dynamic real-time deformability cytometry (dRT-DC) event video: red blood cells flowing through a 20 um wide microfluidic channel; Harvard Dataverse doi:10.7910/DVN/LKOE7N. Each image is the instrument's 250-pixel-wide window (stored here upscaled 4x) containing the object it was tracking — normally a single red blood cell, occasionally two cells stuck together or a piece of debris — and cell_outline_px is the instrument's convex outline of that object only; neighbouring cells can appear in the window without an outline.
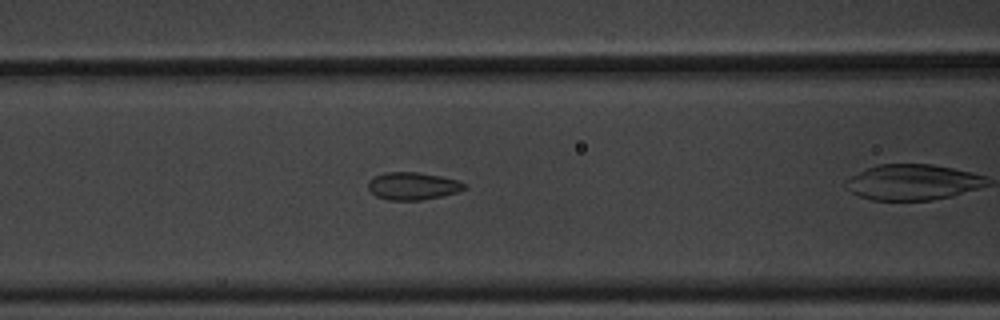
{"species": "common noctule bat (a hibernating species)", "species_latin": "Nyctalus noctula", "temperature_condition": "warm", "stored_images_in_passage": 31, "camera_frame_rate_fps": 3000, "um_per_image_px": 0.085, "animal": {"sex": "male", "body_mass_g": 20.1, "forearm_length_mm": 53.5}, "frame": {"image": 1, "passage_image": 7, "time_ms": 2.0, "image_size_px": [1000, 320], "cell_outline_px": [[468, 188], [456, 192], [440, 196], [420, 200], [388, 200], [376, 196], [368, 188], [368, 180], [384, 172], [420, 172], [440, 176], [456, 180], [464, 184]], "centroid_in_image_um": [35.06, 15.8], "position_along_channel_um": 131.5, "area_um2": 15.32}}
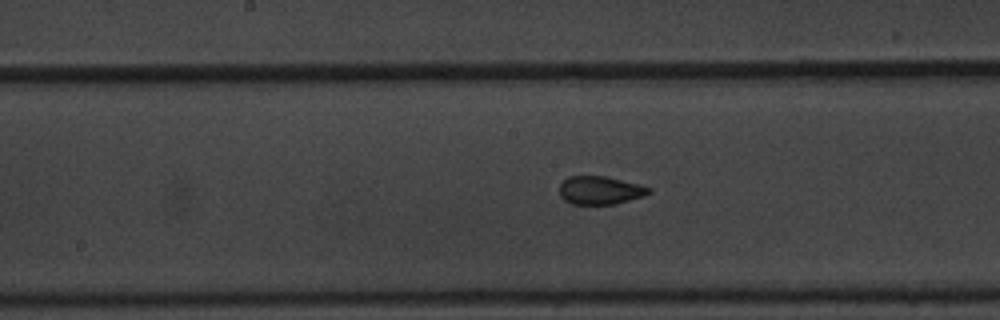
{"frame": {"image": 2, "passage_image": 13, "time_ms": 4.0, "image_size_px": [1000, 320], "cell_outline_px": [[652, 192], [644, 196], [616, 204], [572, 204], [564, 200], [560, 196], [560, 184], [568, 176], [608, 176], [640, 184], [652, 188]], "centroid_in_image_um": [51.04, 16.17], "position_along_channel_um": 197.2, "area_um2": 14.91}}
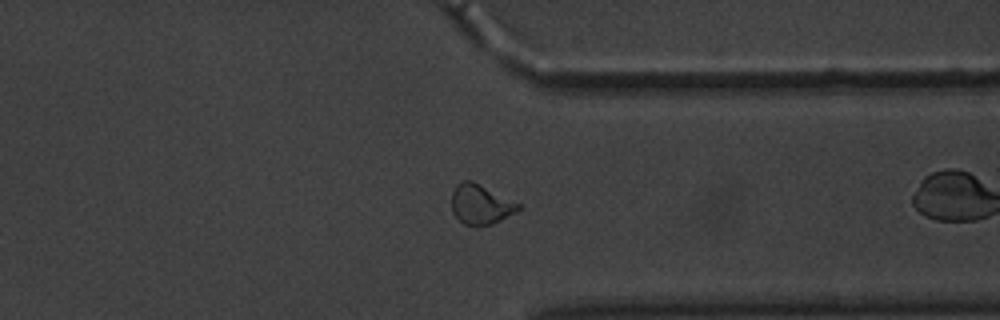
{"frame": {"image": 3, "passage_image": 29, "time_ms": 9.333, "image_size_px": [1000, 320], "cell_outline_px": [[520, 208], [516, 212], [492, 224], [476, 228], [464, 224], [452, 212], [452, 192], [456, 184], [460, 180], [472, 180], [520, 204]], "centroid_in_image_um": [40.82, 17.38], "position_along_channel_um": 370.6, "area_um2": 15.61}}